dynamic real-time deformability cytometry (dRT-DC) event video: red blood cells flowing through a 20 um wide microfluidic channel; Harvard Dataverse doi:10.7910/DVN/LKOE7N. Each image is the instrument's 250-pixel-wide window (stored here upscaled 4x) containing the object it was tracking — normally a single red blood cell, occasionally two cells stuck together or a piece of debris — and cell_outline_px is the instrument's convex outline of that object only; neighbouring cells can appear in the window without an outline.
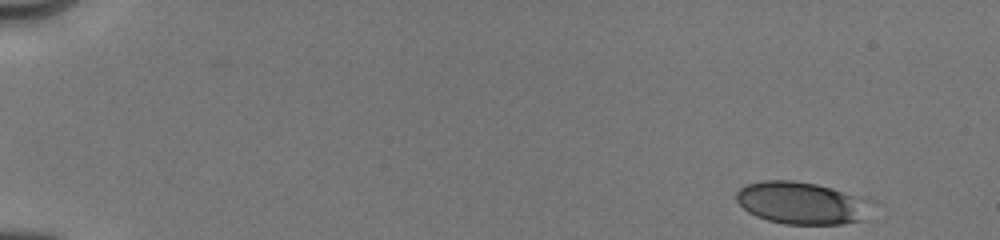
{"species": "human", "species_latin": "Homo sapiens", "temperature_condition": "cold", "stored_images_in_passage": 13, "camera_frame_rate_fps": 3000, "um_per_image_px": 0.085, "donor": {"sex": "male"}, "frame": {"image": 1, "passage_image": 1, "time_ms": 0.0, "image_size_px": [1000, 240], "cell_outline_px": [[876, 204], [864, 220], [844, 224], [784, 224], [768, 220], [756, 216], [748, 212], [736, 200], [736, 192], [740, 188], [748, 184], [764, 180], [792, 180], [816, 184], [832, 188], [876, 200]], "centroid_in_image_um": [68.24, 17.26], "position_along_channel_um": 16.8, "area_um2": 33.93}}
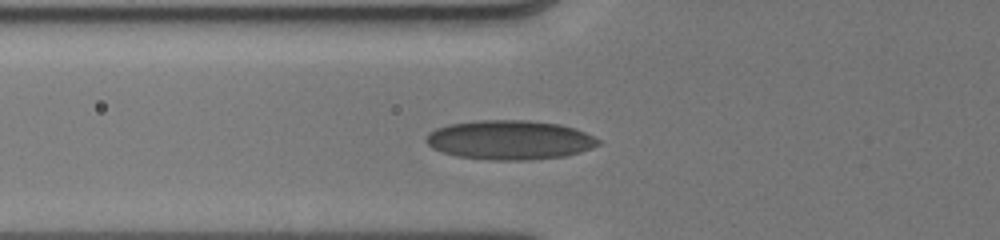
{"frame": {"image": 2, "passage_image": 11, "time_ms": 5.333, "image_size_px": [1000, 240], "cell_outline_px": [[600, 144], [592, 148], [580, 152], [564, 156], [528, 160], [492, 160], [456, 156], [432, 148], [424, 140], [424, 136], [428, 132], [436, 128], [448, 124], [476, 120], [528, 120], [560, 124], [576, 128], [600, 140]], "centroid_in_image_um": [43.3, 11.89], "position_along_channel_um": 82.5, "area_um2": 39.65}}
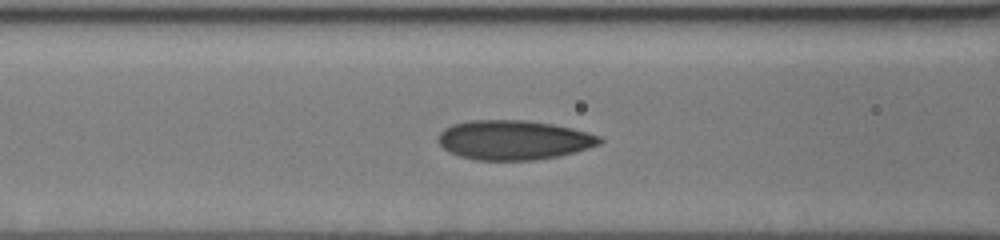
{"frame": {"image": 3, "passage_image": 13, "time_ms": 6.333, "image_size_px": [1000, 240], "cell_outline_px": [[604, 140], [600, 144], [588, 148], [560, 156], [532, 160], [476, 160], [460, 156], [448, 152], [436, 140], [440, 132], [444, 128], [452, 124], [468, 120], [524, 120], [552, 124], [572, 128], [600, 136]], "centroid_in_image_um": [43.64, 11.9], "position_along_channel_um": 123.0, "area_um2": 37.28}}